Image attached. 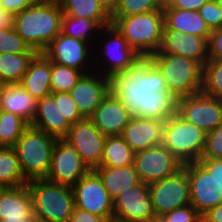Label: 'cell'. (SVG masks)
<instances>
[{
	"label": "cell",
	"mask_w": 222,
	"mask_h": 222,
	"mask_svg": "<svg viewBox=\"0 0 222 222\" xmlns=\"http://www.w3.org/2000/svg\"><path fill=\"white\" fill-rule=\"evenodd\" d=\"M93 45L63 34L57 35L42 52L51 62L85 74L94 71Z\"/></svg>",
	"instance_id": "30bf717a"
},
{
	"label": "cell",
	"mask_w": 222,
	"mask_h": 222,
	"mask_svg": "<svg viewBox=\"0 0 222 222\" xmlns=\"http://www.w3.org/2000/svg\"><path fill=\"white\" fill-rule=\"evenodd\" d=\"M63 15L85 17L96 20L102 27L112 24L111 17L103 10L97 0H58Z\"/></svg>",
	"instance_id": "f546056e"
},
{
	"label": "cell",
	"mask_w": 222,
	"mask_h": 222,
	"mask_svg": "<svg viewBox=\"0 0 222 222\" xmlns=\"http://www.w3.org/2000/svg\"><path fill=\"white\" fill-rule=\"evenodd\" d=\"M19 84L37 100L52 94L51 61L43 53H37Z\"/></svg>",
	"instance_id": "cb8c5ba5"
},
{
	"label": "cell",
	"mask_w": 222,
	"mask_h": 222,
	"mask_svg": "<svg viewBox=\"0 0 222 222\" xmlns=\"http://www.w3.org/2000/svg\"><path fill=\"white\" fill-rule=\"evenodd\" d=\"M103 10L111 17L117 8L118 0H97Z\"/></svg>",
	"instance_id": "f907efd6"
},
{
	"label": "cell",
	"mask_w": 222,
	"mask_h": 222,
	"mask_svg": "<svg viewBox=\"0 0 222 222\" xmlns=\"http://www.w3.org/2000/svg\"><path fill=\"white\" fill-rule=\"evenodd\" d=\"M34 216L27 184L0 188V222H25Z\"/></svg>",
	"instance_id": "603a6c76"
},
{
	"label": "cell",
	"mask_w": 222,
	"mask_h": 222,
	"mask_svg": "<svg viewBox=\"0 0 222 222\" xmlns=\"http://www.w3.org/2000/svg\"><path fill=\"white\" fill-rule=\"evenodd\" d=\"M162 144L184 164L195 162L202 157L206 133L176 112L164 122Z\"/></svg>",
	"instance_id": "ba28073f"
},
{
	"label": "cell",
	"mask_w": 222,
	"mask_h": 222,
	"mask_svg": "<svg viewBox=\"0 0 222 222\" xmlns=\"http://www.w3.org/2000/svg\"><path fill=\"white\" fill-rule=\"evenodd\" d=\"M133 164L139 180L147 184L168 177L184 166L163 144L136 152Z\"/></svg>",
	"instance_id": "7c38bea8"
},
{
	"label": "cell",
	"mask_w": 222,
	"mask_h": 222,
	"mask_svg": "<svg viewBox=\"0 0 222 222\" xmlns=\"http://www.w3.org/2000/svg\"><path fill=\"white\" fill-rule=\"evenodd\" d=\"M33 202L34 216L44 222H68L74 208L73 188L46 178L27 182Z\"/></svg>",
	"instance_id": "277c9868"
},
{
	"label": "cell",
	"mask_w": 222,
	"mask_h": 222,
	"mask_svg": "<svg viewBox=\"0 0 222 222\" xmlns=\"http://www.w3.org/2000/svg\"><path fill=\"white\" fill-rule=\"evenodd\" d=\"M19 159L13 147H0V188H13L27 184Z\"/></svg>",
	"instance_id": "4dcf8cb0"
},
{
	"label": "cell",
	"mask_w": 222,
	"mask_h": 222,
	"mask_svg": "<svg viewBox=\"0 0 222 222\" xmlns=\"http://www.w3.org/2000/svg\"><path fill=\"white\" fill-rule=\"evenodd\" d=\"M106 135L89 118L71 125L64 140L81 156L90 170L101 165Z\"/></svg>",
	"instance_id": "4fadbf2b"
},
{
	"label": "cell",
	"mask_w": 222,
	"mask_h": 222,
	"mask_svg": "<svg viewBox=\"0 0 222 222\" xmlns=\"http://www.w3.org/2000/svg\"><path fill=\"white\" fill-rule=\"evenodd\" d=\"M161 90H168V87L162 73L149 58H142L132 69L116 72L110 77V91L133 116L147 118L150 93Z\"/></svg>",
	"instance_id": "6da1fadb"
},
{
	"label": "cell",
	"mask_w": 222,
	"mask_h": 222,
	"mask_svg": "<svg viewBox=\"0 0 222 222\" xmlns=\"http://www.w3.org/2000/svg\"><path fill=\"white\" fill-rule=\"evenodd\" d=\"M29 125L58 140L67 136L71 125L61 113L59 92L37 100L35 116Z\"/></svg>",
	"instance_id": "d6986e66"
},
{
	"label": "cell",
	"mask_w": 222,
	"mask_h": 222,
	"mask_svg": "<svg viewBox=\"0 0 222 222\" xmlns=\"http://www.w3.org/2000/svg\"><path fill=\"white\" fill-rule=\"evenodd\" d=\"M156 10H163L157 0H118L115 13L111 17H128Z\"/></svg>",
	"instance_id": "8d00e7d4"
},
{
	"label": "cell",
	"mask_w": 222,
	"mask_h": 222,
	"mask_svg": "<svg viewBox=\"0 0 222 222\" xmlns=\"http://www.w3.org/2000/svg\"><path fill=\"white\" fill-rule=\"evenodd\" d=\"M207 1L209 0H174L168 7L198 11Z\"/></svg>",
	"instance_id": "7dc6e473"
},
{
	"label": "cell",
	"mask_w": 222,
	"mask_h": 222,
	"mask_svg": "<svg viewBox=\"0 0 222 222\" xmlns=\"http://www.w3.org/2000/svg\"><path fill=\"white\" fill-rule=\"evenodd\" d=\"M89 171L88 166L72 146L64 139L57 140L46 179L73 187Z\"/></svg>",
	"instance_id": "e0dca14e"
},
{
	"label": "cell",
	"mask_w": 222,
	"mask_h": 222,
	"mask_svg": "<svg viewBox=\"0 0 222 222\" xmlns=\"http://www.w3.org/2000/svg\"><path fill=\"white\" fill-rule=\"evenodd\" d=\"M170 53L196 60L203 66L209 60L208 41L203 37L163 29L162 43L158 52Z\"/></svg>",
	"instance_id": "44dd1931"
},
{
	"label": "cell",
	"mask_w": 222,
	"mask_h": 222,
	"mask_svg": "<svg viewBox=\"0 0 222 222\" xmlns=\"http://www.w3.org/2000/svg\"><path fill=\"white\" fill-rule=\"evenodd\" d=\"M184 166L189 179L191 205L202 216L222 202V189L198 161L185 163Z\"/></svg>",
	"instance_id": "2e32d148"
},
{
	"label": "cell",
	"mask_w": 222,
	"mask_h": 222,
	"mask_svg": "<svg viewBox=\"0 0 222 222\" xmlns=\"http://www.w3.org/2000/svg\"><path fill=\"white\" fill-rule=\"evenodd\" d=\"M37 52L0 53V83H20Z\"/></svg>",
	"instance_id": "83f0119b"
},
{
	"label": "cell",
	"mask_w": 222,
	"mask_h": 222,
	"mask_svg": "<svg viewBox=\"0 0 222 222\" xmlns=\"http://www.w3.org/2000/svg\"><path fill=\"white\" fill-rule=\"evenodd\" d=\"M25 222H44L41 219L33 216L32 218H30L29 220L25 221Z\"/></svg>",
	"instance_id": "db71d44e"
},
{
	"label": "cell",
	"mask_w": 222,
	"mask_h": 222,
	"mask_svg": "<svg viewBox=\"0 0 222 222\" xmlns=\"http://www.w3.org/2000/svg\"><path fill=\"white\" fill-rule=\"evenodd\" d=\"M59 107L62 115L66 118L70 125L84 119L69 92H59Z\"/></svg>",
	"instance_id": "b9f144b4"
},
{
	"label": "cell",
	"mask_w": 222,
	"mask_h": 222,
	"mask_svg": "<svg viewBox=\"0 0 222 222\" xmlns=\"http://www.w3.org/2000/svg\"><path fill=\"white\" fill-rule=\"evenodd\" d=\"M201 158H222V124L206 133V144Z\"/></svg>",
	"instance_id": "ab89813d"
},
{
	"label": "cell",
	"mask_w": 222,
	"mask_h": 222,
	"mask_svg": "<svg viewBox=\"0 0 222 222\" xmlns=\"http://www.w3.org/2000/svg\"><path fill=\"white\" fill-rule=\"evenodd\" d=\"M29 126L21 116L0 110V147H13Z\"/></svg>",
	"instance_id": "d6a6232c"
},
{
	"label": "cell",
	"mask_w": 222,
	"mask_h": 222,
	"mask_svg": "<svg viewBox=\"0 0 222 222\" xmlns=\"http://www.w3.org/2000/svg\"><path fill=\"white\" fill-rule=\"evenodd\" d=\"M94 171L101 178L105 189L114 200L120 193L138 185L139 180L134 164L129 166H98Z\"/></svg>",
	"instance_id": "4316f807"
},
{
	"label": "cell",
	"mask_w": 222,
	"mask_h": 222,
	"mask_svg": "<svg viewBox=\"0 0 222 222\" xmlns=\"http://www.w3.org/2000/svg\"><path fill=\"white\" fill-rule=\"evenodd\" d=\"M177 112V98L168 90L150 93L147 101V118L166 121Z\"/></svg>",
	"instance_id": "836d02e7"
},
{
	"label": "cell",
	"mask_w": 222,
	"mask_h": 222,
	"mask_svg": "<svg viewBox=\"0 0 222 222\" xmlns=\"http://www.w3.org/2000/svg\"><path fill=\"white\" fill-rule=\"evenodd\" d=\"M155 217L149 184L140 182L113 200V222H148Z\"/></svg>",
	"instance_id": "5bb4252c"
},
{
	"label": "cell",
	"mask_w": 222,
	"mask_h": 222,
	"mask_svg": "<svg viewBox=\"0 0 222 222\" xmlns=\"http://www.w3.org/2000/svg\"><path fill=\"white\" fill-rule=\"evenodd\" d=\"M164 120L132 116L121 137L136 153L163 142Z\"/></svg>",
	"instance_id": "7402d4cb"
},
{
	"label": "cell",
	"mask_w": 222,
	"mask_h": 222,
	"mask_svg": "<svg viewBox=\"0 0 222 222\" xmlns=\"http://www.w3.org/2000/svg\"><path fill=\"white\" fill-rule=\"evenodd\" d=\"M37 99L19 83L1 84L0 110L17 114L29 124L36 112Z\"/></svg>",
	"instance_id": "d4e9b609"
},
{
	"label": "cell",
	"mask_w": 222,
	"mask_h": 222,
	"mask_svg": "<svg viewBox=\"0 0 222 222\" xmlns=\"http://www.w3.org/2000/svg\"><path fill=\"white\" fill-rule=\"evenodd\" d=\"M38 0H0V6L14 16Z\"/></svg>",
	"instance_id": "bcb514c9"
},
{
	"label": "cell",
	"mask_w": 222,
	"mask_h": 222,
	"mask_svg": "<svg viewBox=\"0 0 222 222\" xmlns=\"http://www.w3.org/2000/svg\"><path fill=\"white\" fill-rule=\"evenodd\" d=\"M198 12L210 30L222 27V5L217 0L207 1Z\"/></svg>",
	"instance_id": "f35d334b"
},
{
	"label": "cell",
	"mask_w": 222,
	"mask_h": 222,
	"mask_svg": "<svg viewBox=\"0 0 222 222\" xmlns=\"http://www.w3.org/2000/svg\"><path fill=\"white\" fill-rule=\"evenodd\" d=\"M155 216H163L176 208L191 204L187 169L183 166L176 173L149 184Z\"/></svg>",
	"instance_id": "9c48e42d"
},
{
	"label": "cell",
	"mask_w": 222,
	"mask_h": 222,
	"mask_svg": "<svg viewBox=\"0 0 222 222\" xmlns=\"http://www.w3.org/2000/svg\"><path fill=\"white\" fill-rule=\"evenodd\" d=\"M148 222H167L163 216H155Z\"/></svg>",
	"instance_id": "f5cc1de1"
},
{
	"label": "cell",
	"mask_w": 222,
	"mask_h": 222,
	"mask_svg": "<svg viewBox=\"0 0 222 222\" xmlns=\"http://www.w3.org/2000/svg\"><path fill=\"white\" fill-rule=\"evenodd\" d=\"M158 4L164 9L168 6H170L174 0H157Z\"/></svg>",
	"instance_id": "816d5d0a"
},
{
	"label": "cell",
	"mask_w": 222,
	"mask_h": 222,
	"mask_svg": "<svg viewBox=\"0 0 222 222\" xmlns=\"http://www.w3.org/2000/svg\"><path fill=\"white\" fill-rule=\"evenodd\" d=\"M85 73L51 62L52 92H69Z\"/></svg>",
	"instance_id": "e575fe53"
},
{
	"label": "cell",
	"mask_w": 222,
	"mask_h": 222,
	"mask_svg": "<svg viewBox=\"0 0 222 222\" xmlns=\"http://www.w3.org/2000/svg\"><path fill=\"white\" fill-rule=\"evenodd\" d=\"M68 222H113V217H101L81 208H74Z\"/></svg>",
	"instance_id": "ee69618b"
},
{
	"label": "cell",
	"mask_w": 222,
	"mask_h": 222,
	"mask_svg": "<svg viewBox=\"0 0 222 222\" xmlns=\"http://www.w3.org/2000/svg\"><path fill=\"white\" fill-rule=\"evenodd\" d=\"M209 59L222 61V27L211 30L208 40Z\"/></svg>",
	"instance_id": "7bdbcfd3"
},
{
	"label": "cell",
	"mask_w": 222,
	"mask_h": 222,
	"mask_svg": "<svg viewBox=\"0 0 222 222\" xmlns=\"http://www.w3.org/2000/svg\"><path fill=\"white\" fill-rule=\"evenodd\" d=\"M132 116L120 99L109 91L89 119L102 134L113 136L121 135Z\"/></svg>",
	"instance_id": "ffe728a7"
},
{
	"label": "cell",
	"mask_w": 222,
	"mask_h": 222,
	"mask_svg": "<svg viewBox=\"0 0 222 222\" xmlns=\"http://www.w3.org/2000/svg\"><path fill=\"white\" fill-rule=\"evenodd\" d=\"M102 26L96 21L85 17H73L63 15L61 32L72 38L80 39L91 43H96Z\"/></svg>",
	"instance_id": "1f68e13d"
},
{
	"label": "cell",
	"mask_w": 222,
	"mask_h": 222,
	"mask_svg": "<svg viewBox=\"0 0 222 222\" xmlns=\"http://www.w3.org/2000/svg\"><path fill=\"white\" fill-rule=\"evenodd\" d=\"M93 47L94 71L109 78L116 72L132 69L142 59L113 24L101 28Z\"/></svg>",
	"instance_id": "8992f818"
},
{
	"label": "cell",
	"mask_w": 222,
	"mask_h": 222,
	"mask_svg": "<svg viewBox=\"0 0 222 222\" xmlns=\"http://www.w3.org/2000/svg\"><path fill=\"white\" fill-rule=\"evenodd\" d=\"M149 59L162 73L168 91L177 99L202 91L204 66L200 62L170 53H154Z\"/></svg>",
	"instance_id": "5b68a950"
},
{
	"label": "cell",
	"mask_w": 222,
	"mask_h": 222,
	"mask_svg": "<svg viewBox=\"0 0 222 222\" xmlns=\"http://www.w3.org/2000/svg\"><path fill=\"white\" fill-rule=\"evenodd\" d=\"M72 188L75 207L101 217H113V199L94 170H90Z\"/></svg>",
	"instance_id": "9a60e30c"
},
{
	"label": "cell",
	"mask_w": 222,
	"mask_h": 222,
	"mask_svg": "<svg viewBox=\"0 0 222 222\" xmlns=\"http://www.w3.org/2000/svg\"><path fill=\"white\" fill-rule=\"evenodd\" d=\"M36 52L31 49L14 27L0 29V53Z\"/></svg>",
	"instance_id": "74e56055"
},
{
	"label": "cell",
	"mask_w": 222,
	"mask_h": 222,
	"mask_svg": "<svg viewBox=\"0 0 222 222\" xmlns=\"http://www.w3.org/2000/svg\"><path fill=\"white\" fill-rule=\"evenodd\" d=\"M63 10L58 0H38L14 16V29L37 53L61 33Z\"/></svg>",
	"instance_id": "7a4b0ae2"
},
{
	"label": "cell",
	"mask_w": 222,
	"mask_h": 222,
	"mask_svg": "<svg viewBox=\"0 0 222 222\" xmlns=\"http://www.w3.org/2000/svg\"><path fill=\"white\" fill-rule=\"evenodd\" d=\"M110 91V78L93 71L84 74L69 91L84 118H89Z\"/></svg>",
	"instance_id": "ac0fdd59"
},
{
	"label": "cell",
	"mask_w": 222,
	"mask_h": 222,
	"mask_svg": "<svg viewBox=\"0 0 222 222\" xmlns=\"http://www.w3.org/2000/svg\"><path fill=\"white\" fill-rule=\"evenodd\" d=\"M198 162L209 172L210 175H213L219 187L222 189V158H200Z\"/></svg>",
	"instance_id": "f6af8a7d"
},
{
	"label": "cell",
	"mask_w": 222,
	"mask_h": 222,
	"mask_svg": "<svg viewBox=\"0 0 222 222\" xmlns=\"http://www.w3.org/2000/svg\"><path fill=\"white\" fill-rule=\"evenodd\" d=\"M163 14V29H171L180 33L192 34L203 37L207 41L209 40L211 30L198 11L166 7L163 9Z\"/></svg>",
	"instance_id": "484cf974"
},
{
	"label": "cell",
	"mask_w": 222,
	"mask_h": 222,
	"mask_svg": "<svg viewBox=\"0 0 222 222\" xmlns=\"http://www.w3.org/2000/svg\"><path fill=\"white\" fill-rule=\"evenodd\" d=\"M135 152L120 135L106 136L100 166L120 167L134 163Z\"/></svg>",
	"instance_id": "f1b7e54d"
},
{
	"label": "cell",
	"mask_w": 222,
	"mask_h": 222,
	"mask_svg": "<svg viewBox=\"0 0 222 222\" xmlns=\"http://www.w3.org/2000/svg\"><path fill=\"white\" fill-rule=\"evenodd\" d=\"M177 113L208 133L222 124V100L200 91L178 98Z\"/></svg>",
	"instance_id": "8fae6325"
},
{
	"label": "cell",
	"mask_w": 222,
	"mask_h": 222,
	"mask_svg": "<svg viewBox=\"0 0 222 222\" xmlns=\"http://www.w3.org/2000/svg\"><path fill=\"white\" fill-rule=\"evenodd\" d=\"M111 21L128 45L142 58H149L159 51L164 27L163 10L111 17Z\"/></svg>",
	"instance_id": "3957f363"
},
{
	"label": "cell",
	"mask_w": 222,
	"mask_h": 222,
	"mask_svg": "<svg viewBox=\"0 0 222 222\" xmlns=\"http://www.w3.org/2000/svg\"><path fill=\"white\" fill-rule=\"evenodd\" d=\"M202 222H222V202L201 216Z\"/></svg>",
	"instance_id": "c3c4849f"
},
{
	"label": "cell",
	"mask_w": 222,
	"mask_h": 222,
	"mask_svg": "<svg viewBox=\"0 0 222 222\" xmlns=\"http://www.w3.org/2000/svg\"><path fill=\"white\" fill-rule=\"evenodd\" d=\"M57 138L29 126L13 148L23 176L29 181L46 178L51 168L52 153Z\"/></svg>",
	"instance_id": "52a82bcc"
},
{
	"label": "cell",
	"mask_w": 222,
	"mask_h": 222,
	"mask_svg": "<svg viewBox=\"0 0 222 222\" xmlns=\"http://www.w3.org/2000/svg\"><path fill=\"white\" fill-rule=\"evenodd\" d=\"M163 217L167 222H202L201 215L191 204L167 212Z\"/></svg>",
	"instance_id": "60d3db41"
},
{
	"label": "cell",
	"mask_w": 222,
	"mask_h": 222,
	"mask_svg": "<svg viewBox=\"0 0 222 222\" xmlns=\"http://www.w3.org/2000/svg\"><path fill=\"white\" fill-rule=\"evenodd\" d=\"M14 26V15L0 6V29H8Z\"/></svg>",
	"instance_id": "681fc988"
},
{
	"label": "cell",
	"mask_w": 222,
	"mask_h": 222,
	"mask_svg": "<svg viewBox=\"0 0 222 222\" xmlns=\"http://www.w3.org/2000/svg\"><path fill=\"white\" fill-rule=\"evenodd\" d=\"M202 91L222 100V61L209 59L204 65Z\"/></svg>",
	"instance_id": "d590c367"
}]
</instances>
